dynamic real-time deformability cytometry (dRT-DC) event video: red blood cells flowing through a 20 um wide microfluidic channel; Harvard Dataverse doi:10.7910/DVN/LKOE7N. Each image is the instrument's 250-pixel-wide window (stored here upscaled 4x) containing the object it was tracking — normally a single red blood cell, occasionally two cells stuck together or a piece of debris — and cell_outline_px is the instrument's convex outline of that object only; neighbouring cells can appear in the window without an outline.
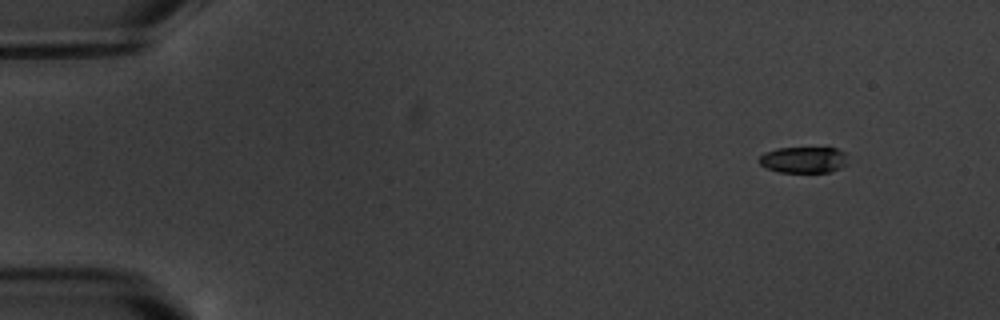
{"species": "common noctule bat (a hibernating species)", "species_latin": "Nyctalus noctula", "temperature_condition": "warm", "stored_images_in_passage": 6, "camera_frame_rate_fps": 3000, "um_per_image_px": 0.085, "animal": {"sex": "male", "body_mass_g": 20.1, "forearm_length_mm": 53.5}, "frame": {"image": 1, "passage_image": 1, "time_ms": 0.0, "image_size_px": [1000, 320], "cell_outline_px": [[848, 164], [840, 168], [828, 172], [780, 172], [768, 168], [760, 164], [760, 156], [764, 152], [776, 148], [836, 148], [848, 152]], "centroid_in_image_um": [68.38, 13.57], "position_along_channel_um": 16.6, "area_um2": 13.7}}
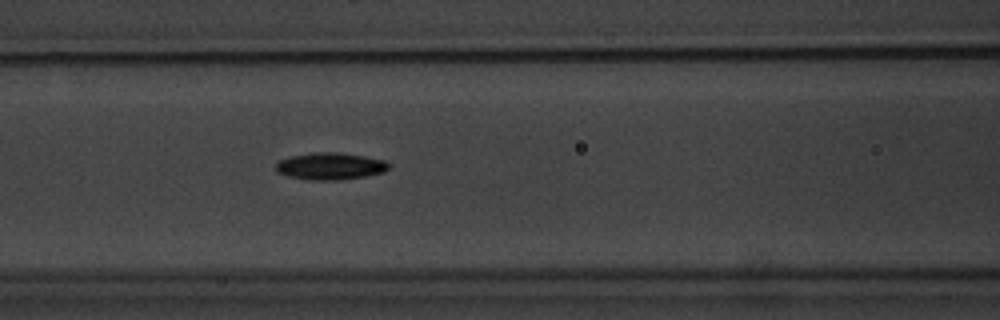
{"frame": {"image": 2, "passage_image": 6, "time_ms": 6.667, "image_size_px": [1000, 320], "cell_outline_px": [[392, 164], [384, 172], [364, 176], [340, 180], [308, 180], [288, 176], [276, 172], [276, 164], [280, 160], [292, 156], [312, 152], [336, 152], [384, 160]], "centroid_in_image_um": [28.06, 14.13], "position_along_channel_um": 138.5, "area_um2": 17.69}}